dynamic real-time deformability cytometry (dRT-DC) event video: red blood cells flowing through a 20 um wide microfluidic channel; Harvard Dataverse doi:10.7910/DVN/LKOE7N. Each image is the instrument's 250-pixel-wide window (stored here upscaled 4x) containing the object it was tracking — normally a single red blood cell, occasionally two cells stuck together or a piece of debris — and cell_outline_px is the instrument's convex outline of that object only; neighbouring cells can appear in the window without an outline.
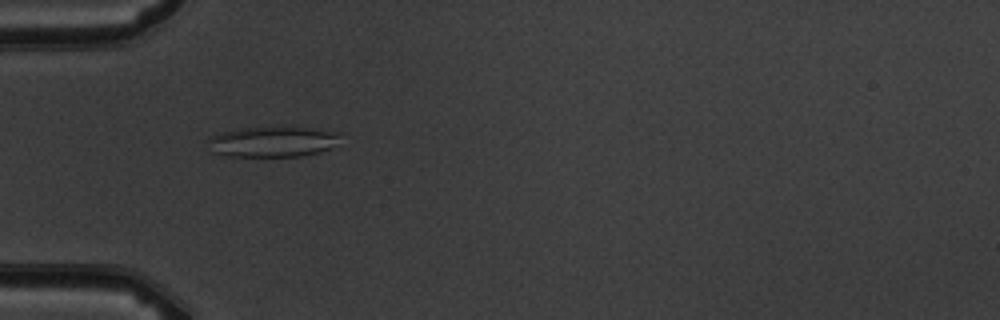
{"species": "common noctule bat (a hibernating species)", "species_latin": "Nyctalus noctula", "temperature_condition": "warm", "stored_images_in_passage": 7, "camera_frame_rate_fps": 3000, "um_per_image_px": 0.085, "animal": {"sex": "male", "body_mass_g": 19.5, "forearm_length_mm": 54.6}, "frame": {"image": 1, "passage_image": 5, "time_ms": 4.333, "image_size_px": [1000, 320], "cell_outline_px": [[344, 132], [332, 148], [300, 156], [228, 156], [212, 152], [208, 140], [212, 136], [220, 132], [240, 128], [308, 128]], "centroid_in_image_um": [23.2, 12.05], "position_along_channel_um": 61.8, "area_um2": 23.24}}
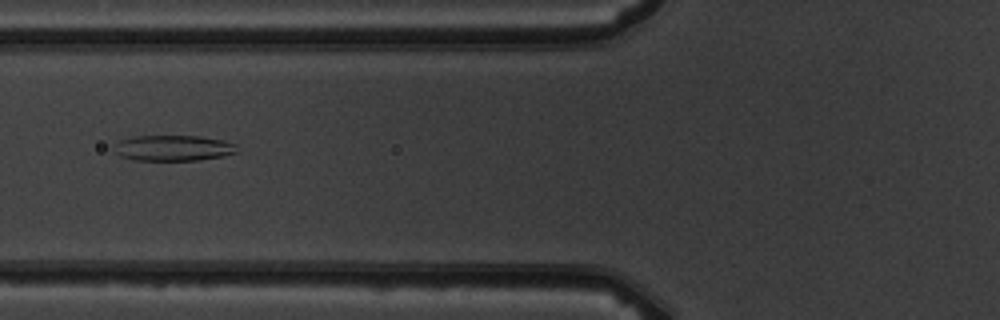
{"frame": {"image": 2, "passage_image": 6, "time_ms": 5.667, "image_size_px": [1000, 320], "cell_outline_px": [[240, 152], [224, 156], [200, 160], [132, 160], [120, 156], [116, 152], [116, 144], [120, 140], [136, 136], [200, 136], [224, 140], [236, 144]], "centroid_in_image_um": [14.81, 12.58], "position_along_channel_um": 111.0, "area_um2": 18.5}}